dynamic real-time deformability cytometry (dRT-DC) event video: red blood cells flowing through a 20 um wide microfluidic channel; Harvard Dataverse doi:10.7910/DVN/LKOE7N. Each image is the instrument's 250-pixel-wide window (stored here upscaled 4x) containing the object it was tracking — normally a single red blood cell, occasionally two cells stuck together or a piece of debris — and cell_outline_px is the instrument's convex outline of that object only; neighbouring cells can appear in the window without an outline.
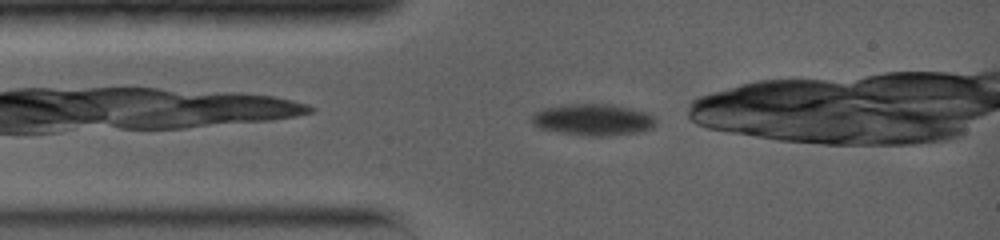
{"species": "common noctule bat (a hibernating species)", "species_latin": "Nyctalus noctula", "temperature_condition": "warm", "stored_images_in_passage": 9, "camera_frame_rate_fps": 5000, "um_per_image_px": 0.085, "animal": {"sex": "female", "body_mass_g": 19.0, "forearm_length_mm": 56.7}, "frame": {"image": 1, "passage_image": 1, "time_ms": 0.0, "image_size_px": [1000, 240], "cell_outline_px": [[656, 124], [652, 128], [640, 132], [608, 136], [588, 136], [560, 132], [540, 128], [532, 124], [528, 120], [536, 112], [544, 108], [564, 104], [612, 104], [632, 108], [644, 112], [652, 116], [656, 120]], "centroid_in_image_um": [50.4, 10.17], "position_along_channel_um": 34.6, "area_um2": 22.95}}
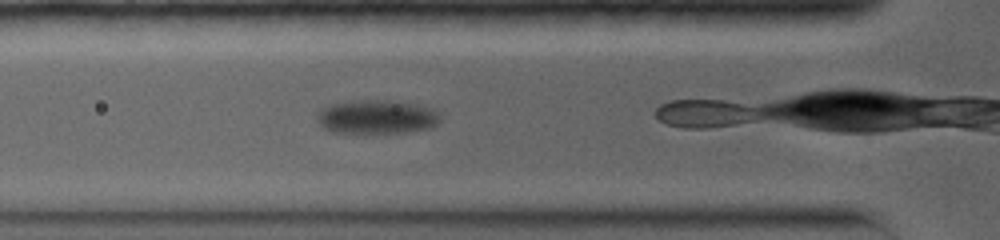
{"frame": {"image": 2, "passage_image": 7, "time_ms": 2.0, "image_size_px": [1000, 240], "cell_outline_px": [[440, 120], [432, 128], [408, 132], [332, 132], [324, 128], [316, 120], [316, 112], [332, 104], [352, 100], [384, 100], [416, 104], [432, 108], [440, 112]], "centroid_in_image_um": [32.04, 9.93], "position_along_channel_um": 93.8, "area_um2": 24.33}}